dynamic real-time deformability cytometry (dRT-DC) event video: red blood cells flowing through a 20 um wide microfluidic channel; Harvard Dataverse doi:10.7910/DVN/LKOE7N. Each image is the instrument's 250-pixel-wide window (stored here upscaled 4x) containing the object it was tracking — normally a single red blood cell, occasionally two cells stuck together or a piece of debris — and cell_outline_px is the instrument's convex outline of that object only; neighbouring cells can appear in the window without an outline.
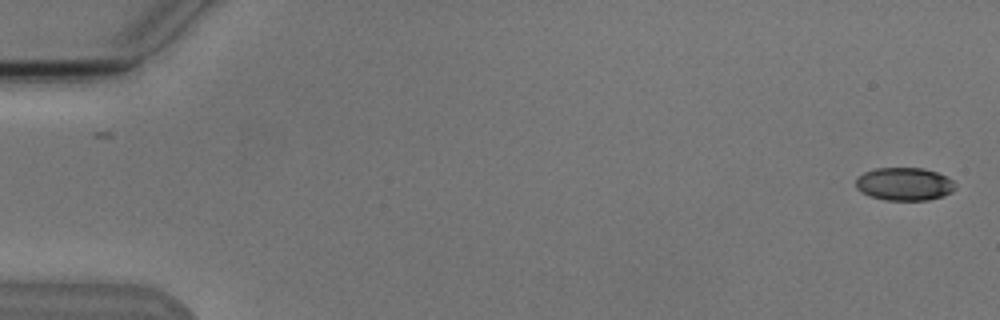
{"species": "Egyptian fruit bat (a non-hibernating species)", "species_latin": "Rousettus aegyptiacus", "temperature_condition": "cold", "stored_images_in_passage": 2, "camera_frame_rate_fps": 3000, "um_per_image_px": 0.085, "animal": {"sex": "male"}, "frame": {"image": 1, "passage_image": 2, "time_ms": 1.333, "image_size_px": [1000, 320], "cell_outline_px": [[956, 188], [952, 192], [944, 196], [928, 200], [884, 200], [872, 196], [856, 188], [856, 176], [864, 172], [876, 168], [924, 168], [948, 176], [956, 184]], "centroid_in_image_um": [76.9, 15.63], "position_along_channel_um": 8.1, "area_um2": 19.25}}